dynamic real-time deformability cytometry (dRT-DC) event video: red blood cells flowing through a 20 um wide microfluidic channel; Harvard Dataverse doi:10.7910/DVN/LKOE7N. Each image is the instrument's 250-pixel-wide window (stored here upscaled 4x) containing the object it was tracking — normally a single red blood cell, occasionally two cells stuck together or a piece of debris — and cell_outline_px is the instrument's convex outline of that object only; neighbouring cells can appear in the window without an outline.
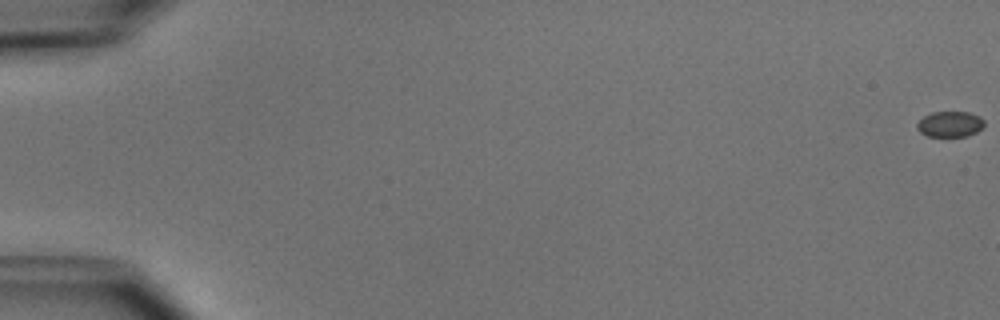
{"species": "common noctule bat (a hibernating species)", "species_latin": "Nyctalus noctula", "temperature_condition": "cold", "stored_images_in_passage": 3, "camera_frame_rate_fps": 3000, "um_per_image_px": 0.085, "animal": {"sex": "male", "body_mass_g": 15.6}, "frame": {"image": 1, "passage_image": 1, "time_ms": 0.0, "image_size_px": [1000, 320], "cell_outline_px": [[984, 124], [976, 132], [968, 136], [928, 136], [920, 132], [916, 128], [916, 124], [924, 116], [932, 112], [968, 112], [980, 116], [984, 120]], "centroid_in_image_um": [80.74, 10.55], "position_along_channel_um": 4.3, "area_um2": 10.0}}